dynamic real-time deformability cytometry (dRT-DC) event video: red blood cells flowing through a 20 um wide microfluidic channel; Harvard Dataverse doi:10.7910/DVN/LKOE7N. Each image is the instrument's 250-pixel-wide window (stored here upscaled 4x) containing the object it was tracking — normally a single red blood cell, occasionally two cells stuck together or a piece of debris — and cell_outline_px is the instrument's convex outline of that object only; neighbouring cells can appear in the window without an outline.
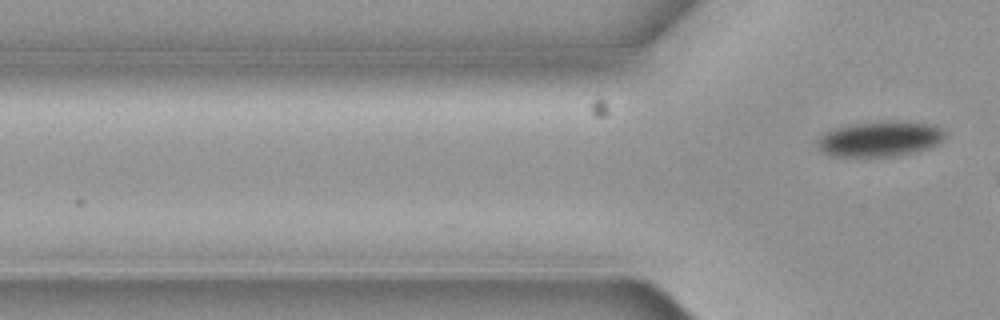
{"species": "common noctule bat (a hibernating species)", "species_latin": "Nyctalus noctula", "temperature_condition": "cold", "stored_images_in_passage": 3, "camera_frame_rate_fps": 3000, "um_per_image_px": 0.085, "animal": {"sex": "female", "body_mass_g": 19.3, "forearm_length_mm": 54.1}, "frame": {"image": 1, "passage_image": 3, "time_ms": 0.667, "image_size_px": [1000, 320], "cell_outline_px": [[944, 136], [936, 144], [928, 148], [912, 152], [888, 156], [832, 156], [820, 152], [816, 148], [816, 140], [824, 132], [832, 128], [852, 124], [880, 120], [904, 120], [932, 124], [940, 128], [944, 132]], "centroid_in_image_um": [74.71, 11.77], "position_along_channel_um": 51.1, "area_um2": 26.59}}